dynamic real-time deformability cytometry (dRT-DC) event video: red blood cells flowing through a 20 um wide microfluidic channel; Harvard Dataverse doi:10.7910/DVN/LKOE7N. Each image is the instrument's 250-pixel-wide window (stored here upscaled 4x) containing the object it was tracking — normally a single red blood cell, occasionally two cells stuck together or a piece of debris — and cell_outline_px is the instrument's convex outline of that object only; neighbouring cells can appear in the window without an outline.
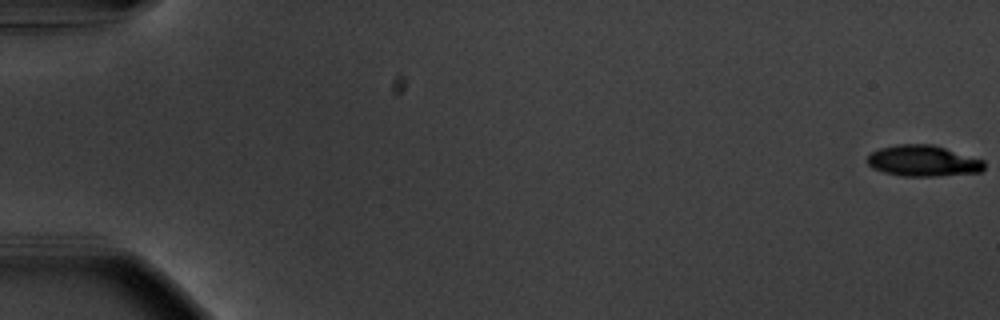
{"species": "common noctule bat (a hibernating species)", "species_latin": "Nyctalus noctula", "temperature_condition": "warm", "stored_images_in_passage": 56, "camera_frame_rate_fps": 3000, "um_per_image_px": 0.085, "animal": {"sex": "male", "body_mass_g": 20.1, "forearm_length_mm": 53.5}, "frame": {"image": 1, "passage_image": 1, "time_ms": 0.0, "image_size_px": [1000, 320], "cell_outline_px": [[984, 168], [980, 172], [936, 176], [904, 176], [884, 172], [872, 168], [864, 160], [872, 152], [880, 148], [896, 144], [932, 144], [984, 160]], "centroid_in_image_um": [78.43, 13.67], "position_along_channel_um": 6.6, "area_um2": 21.15}}
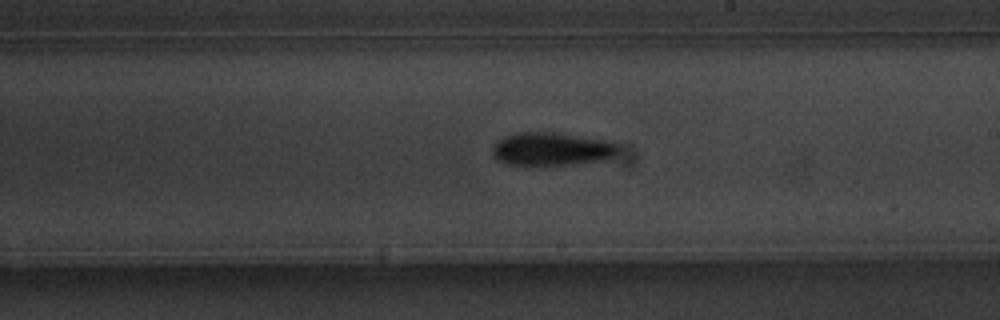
{"frame": {"image": 2, "passage_image": 34, "time_ms": 11.0, "image_size_px": [1000, 320], "cell_outline_px": [[620, 148], [616, 156], [608, 160], [572, 164], [504, 164], [496, 160], [492, 156], [492, 148], [504, 136], [516, 132], [556, 132], [604, 140], [620, 144]], "centroid_in_image_um": [46.93, 12.66], "position_along_channel_um": 242.1, "area_um2": 24.51}}
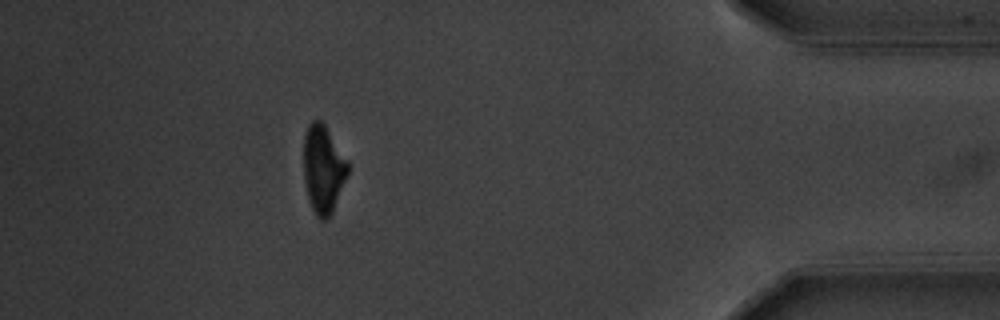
{"frame": {"image": 3, "passage_image": 51, "time_ms": 16.667, "image_size_px": [1000, 320], "cell_outline_px": [[348, 172], [332, 212], [328, 220], [320, 220], [316, 216], [312, 208], [308, 196], [304, 180], [304, 132], [308, 124], [312, 120], [320, 120], [324, 124], [348, 160]], "centroid_in_image_um": [27.46, 14.36], "position_along_channel_um": 407.7, "area_um2": 22.54}, "authors_computed_cell_mechanics": {"area_um2": 22.831, "velocity_mm_per_s": 3.7061, "shape_relaxation_time_tau1_ms": 2.8057, "shape_relaxation_time_tau2_ms": 7.6645, "deformation_change_tau1": 0.1548, "deformation_change_tau2": 0.1703}}